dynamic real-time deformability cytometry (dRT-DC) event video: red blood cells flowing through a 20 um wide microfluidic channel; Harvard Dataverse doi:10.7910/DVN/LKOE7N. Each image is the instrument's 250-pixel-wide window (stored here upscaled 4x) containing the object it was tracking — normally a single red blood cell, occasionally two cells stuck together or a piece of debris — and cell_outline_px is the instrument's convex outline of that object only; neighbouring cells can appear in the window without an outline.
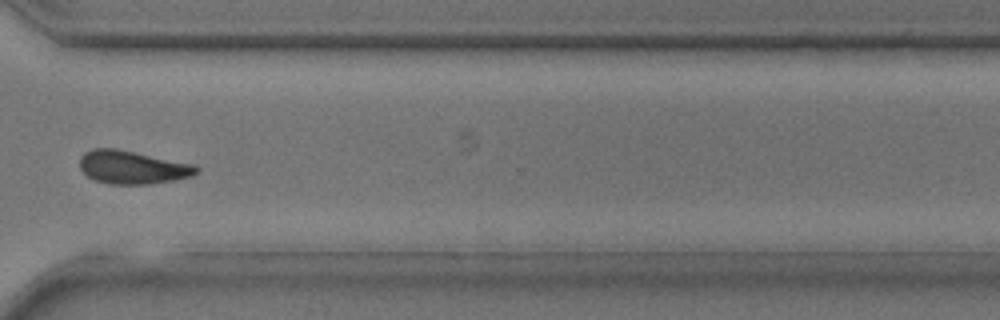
{"species": "common noctule bat (a hibernating species)", "species_latin": "Nyctalus noctula", "temperature_condition": "room temperature", "stored_images_in_passage": 31, "camera_frame_rate_fps": 3000, "um_per_image_px": 0.085, "animal": {"sex": "male", "body_mass_g": 17.9, "forearm_length_mm": 54.2}, "frame": {"image": 1, "passage_image": 22, "time_ms": 7.0, "image_size_px": [1000, 320], "cell_outline_px": [[200, 172], [192, 176], [172, 180], [148, 184], [112, 184], [96, 180], [88, 176], [80, 168], [80, 156], [84, 152], [92, 148], [116, 148], [196, 164], [200, 168]], "centroid_in_image_um": [11.29, 14.2], "position_along_channel_um": 359.3, "area_um2": 22.72}}